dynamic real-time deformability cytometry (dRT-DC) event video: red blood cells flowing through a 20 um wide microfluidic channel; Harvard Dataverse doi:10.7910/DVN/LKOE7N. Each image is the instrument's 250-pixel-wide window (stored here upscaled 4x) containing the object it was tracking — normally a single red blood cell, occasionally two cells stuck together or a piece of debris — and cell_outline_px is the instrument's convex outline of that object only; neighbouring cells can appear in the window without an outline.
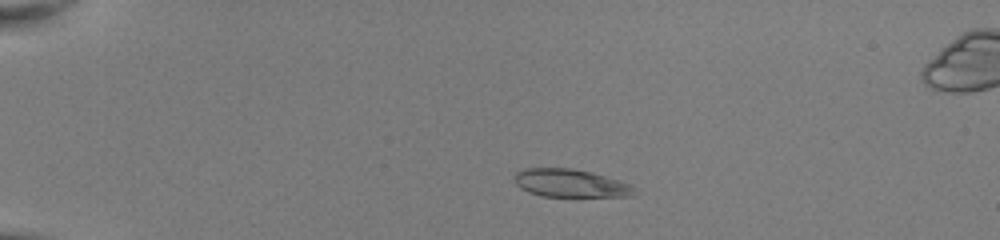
{"species": "common noctule bat (a hibernating species)", "species_latin": "Nyctalus noctula", "temperature_condition": "room temperature", "stored_images_in_passage": 48, "camera_frame_rate_fps": 3000, "um_per_image_px": 0.085, "animal": {"sex": "female", "body_mass_g": 22.0, "forearm_length_mm": 56.7}, "frame": {"image": 1, "passage_image": 9, "time_ms": 2.667, "image_size_px": [1000, 240], "cell_outline_px": [[636, 188], [632, 196], [540, 196], [528, 192], [520, 188], [512, 180], [516, 172], [524, 168], [572, 168], [592, 172], [632, 184]], "centroid_in_image_um": [48.46, 15.56], "position_along_channel_um": 36.5, "area_um2": 19.71}}
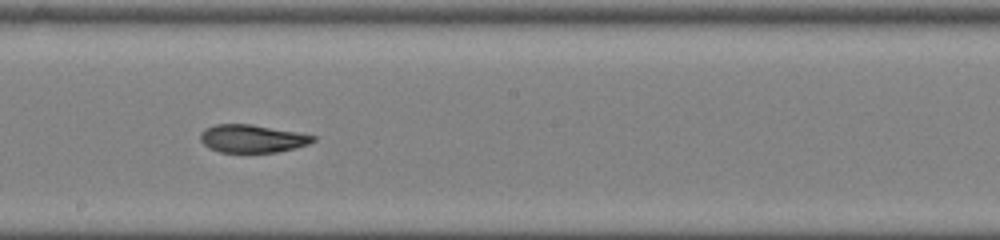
{"frame": {"image": 2, "passage_image": 28, "time_ms": 9.0, "image_size_px": [1000, 240], "cell_outline_px": [[316, 140], [308, 144], [296, 148], [276, 152], [220, 152], [208, 148], [200, 140], [200, 132], [204, 128], [216, 124], [252, 124], [296, 132], [316, 136]], "centroid_in_image_um": [21.41, 11.78], "position_along_channel_um": 226.8, "area_um2": 18.38}}
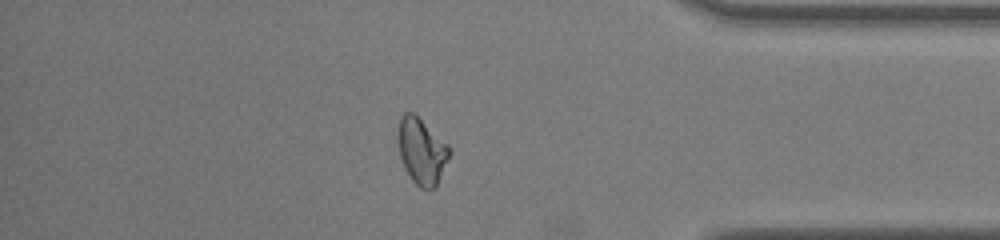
{"frame": {"image": 3, "passage_image": 42, "time_ms": 13.667, "image_size_px": [1000, 240], "cell_outline_px": [[448, 156], [436, 188], [420, 188], [412, 180], [400, 156], [400, 120], [404, 112], [412, 112], [448, 144]], "centroid_in_image_um": [35.86, 12.86], "position_along_channel_um": 399.3, "area_um2": 18.73}, "authors_computed_cell_mechanics": {"area_um2": 19.7098, "velocity_mm_per_s": 4.0669, "shape_relaxation_time_tau1_ms": null, "shape_relaxation_time_tau2_ms": 4.1481, "deformation_change_tau1": null, "deformation_change_tau2": 0.0999}}